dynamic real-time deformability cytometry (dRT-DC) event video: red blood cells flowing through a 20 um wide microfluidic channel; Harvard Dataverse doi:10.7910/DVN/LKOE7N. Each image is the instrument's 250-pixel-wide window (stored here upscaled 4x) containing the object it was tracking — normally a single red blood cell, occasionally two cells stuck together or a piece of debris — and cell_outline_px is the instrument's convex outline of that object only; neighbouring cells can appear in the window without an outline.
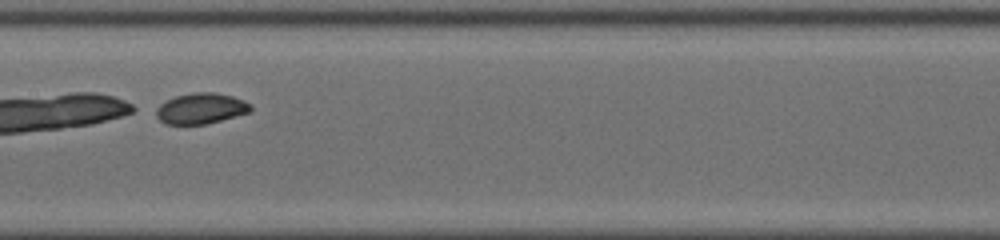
{"species": "common noctule bat (a hibernating species)", "species_latin": "Nyctalus noctula", "temperature_condition": "cold", "stored_images_in_passage": 45, "camera_frame_rate_fps": 3000, "um_per_image_px": 0.085, "animal": {"sex": "male", "body_mass_g": 19.0, "forearm_length_mm": 50.8}, "frame": {"image": 1, "passage_image": 20, "time_ms": 6.333, "image_size_px": [1000, 240], "cell_outline_px": [[252, 108], [248, 112], [236, 116], [208, 124], [164, 124], [156, 116], [152, 108], [176, 96], [196, 92], [212, 92], [232, 96], [244, 100], [252, 104]], "centroid_in_image_um": [17.05, 9.23], "position_along_channel_um": 190.4, "area_um2": 17.05}}
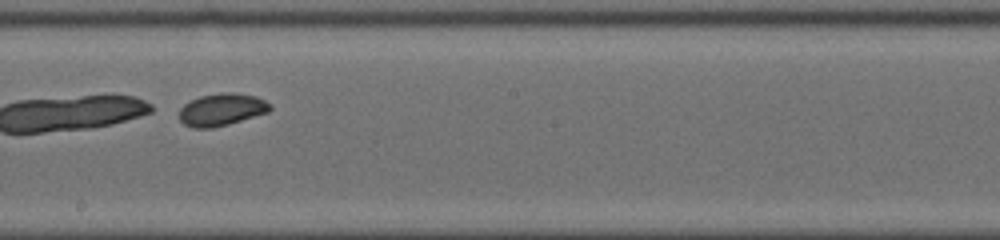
{"frame": {"image": 2, "passage_image": 23, "time_ms": 7.333, "image_size_px": [1000, 240], "cell_outline_px": [[272, 108], [268, 112], [228, 124], [212, 128], [196, 128], [184, 124], [180, 120], [180, 108], [184, 104], [200, 96], [224, 92], [232, 92], [256, 96], [272, 104]], "centroid_in_image_um": [18.86, 9.31], "position_along_channel_um": 229.3, "area_um2": 16.99}}